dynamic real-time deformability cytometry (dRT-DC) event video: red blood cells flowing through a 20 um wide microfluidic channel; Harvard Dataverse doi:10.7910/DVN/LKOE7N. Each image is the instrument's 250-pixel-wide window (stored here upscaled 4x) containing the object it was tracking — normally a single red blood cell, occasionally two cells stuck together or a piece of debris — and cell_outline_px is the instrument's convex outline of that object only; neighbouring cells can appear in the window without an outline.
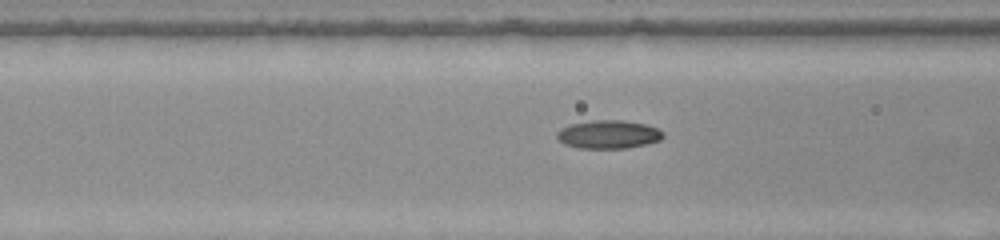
{"species": "common noctule bat (a hibernating species)", "species_latin": "Nyctalus noctula", "temperature_condition": "warm", "stored_images_in_passage": 26, "camera_frame_rate_fps": 3000, "um_per_image_px": 0.085, "animal": {"sex": "female", "body_mass_g": 22.0, "forearm_length_mm": 56.7}, "frame": {"image": 1, "passage_image": 5, "time_ms": 1.333, "image_size_px": [1000, 240], "cell_outline_px": [[664, 136], [660, 140], [628, 148], [580, 148], [564, 144], [556, 136], [556, 132], [560, 128], [568, 124], [592, 120], [624, 120], [644, 124], [656, 128], [664, 132]], "centroid_in_image_um": [51.69, 11.41], "position_along_channel_um": 114.9, "area_um2": 17.57}}
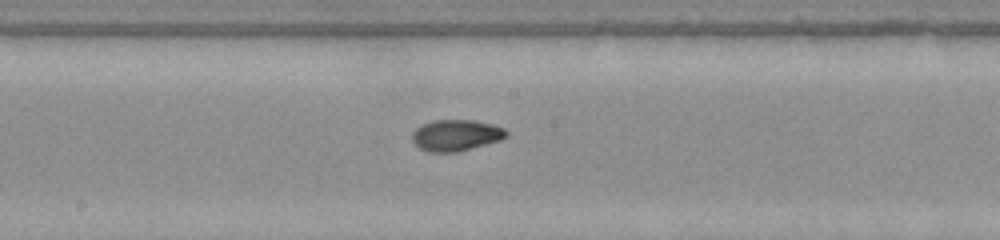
{"frame": {"image": 2, "passage_image": 12, "time_ms": 3.667, "image_size_px": [1000, 240], "cell_outline_px": [[508, 136], [500, 140], [456, 152], [428, 152], [420, 148], [412, 140], [412, 132], [416, 128], [432, 120], [472, 120], [492, 124], [504, 128], [508, 132]], "centroid_in_image_um": [38.76, 11.49], "position_along_channel_um": 209.4, "area_um2": 17.05}}
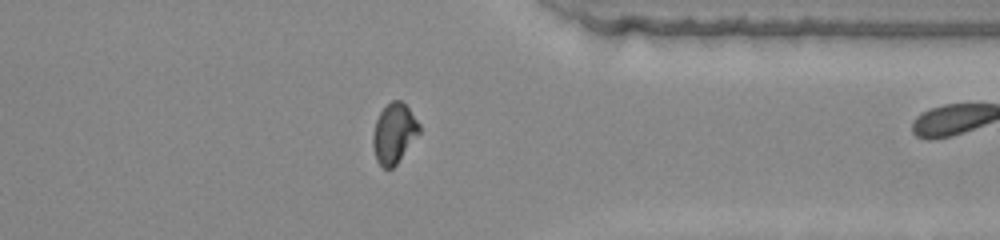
{"frame": {"image": 3, "passage_image": 25, "time_ms": 8.0, "image_size_px": [1000, 240], "cell_outline_px": [[420, 132], [396, 164], [392, 168], [384, 168], [376, 160], [372, 144], [372, 136], [376, 120], [380, 112], [392, 100], [400, 100], [408, 108], [420, 124]], "centroid_in_image_um": [33.48, 11.33], "position_along_channel_um": 377.9, "area_um2": 15.95}}